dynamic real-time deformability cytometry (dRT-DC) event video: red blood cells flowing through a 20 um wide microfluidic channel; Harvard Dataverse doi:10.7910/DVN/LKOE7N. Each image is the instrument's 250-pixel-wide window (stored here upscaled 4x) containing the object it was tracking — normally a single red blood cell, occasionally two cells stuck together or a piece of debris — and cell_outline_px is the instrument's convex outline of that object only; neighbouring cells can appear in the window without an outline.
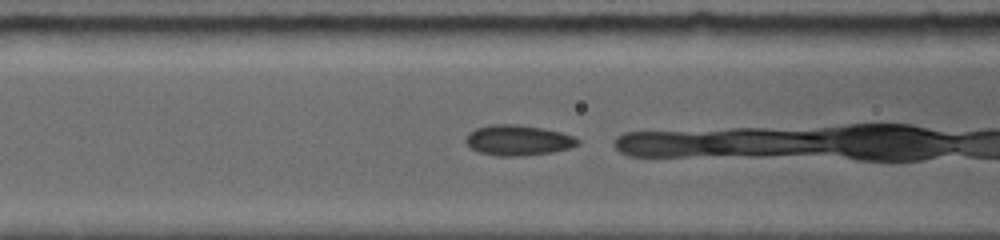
{"species": "common noctule bat (a hibernating species)", "species_latin": "Nyctalus noctula", "temperature_condition": "room temperature", "stored_images_in_passage": 25, "camera_frame_rate_fps": 5000, "um_per_image_px": 0.085, "animal": {"sex": "female", "body_mass_g": 19.0, "forearm_length_mm": 56.7}, "frame": {"image": 1, "passage_image": 4, "time_ms": 1.2, "image_size_px": [1000, 240], "cell_outline_px": [[580, 140], [576, 144], [568, 148], [552, 152], [516, 156], [500, 156], [480, 152], [472, 148], [464, 140], [476, 128], [496, 124], [516, 124], [540, 128], [560, 132], [572, 136]], "centroid_in_image_um": [44.03, 11.92], "position_along_channel_um": 122.6, "area_um2": 19.25}}
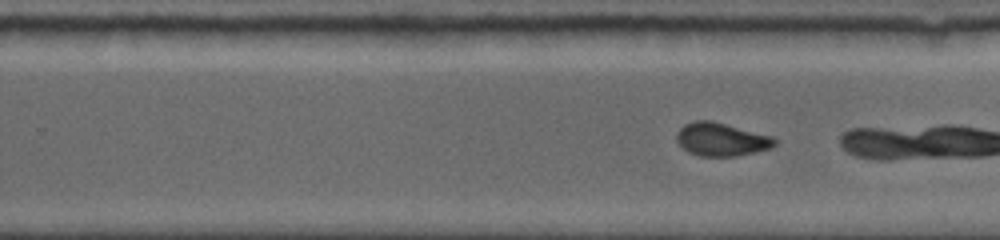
{"frame": {"image": 2, "passage_image": 15, "time_ms": 5.0, "image_size_px": [1000, 240], "cell_outline_px": [[776, 144], [772, 148], [756, 152], [736, 156], [700, 156], [688, 152], [676, 140], [676, 132], [684, 124], [696, 120], [712, 120], [772, 136], [776, 140]], "centroid_in_image_um": [61.31, 11.84], "position_along_channel_um": 268.5, "area_um2": 19.07}}